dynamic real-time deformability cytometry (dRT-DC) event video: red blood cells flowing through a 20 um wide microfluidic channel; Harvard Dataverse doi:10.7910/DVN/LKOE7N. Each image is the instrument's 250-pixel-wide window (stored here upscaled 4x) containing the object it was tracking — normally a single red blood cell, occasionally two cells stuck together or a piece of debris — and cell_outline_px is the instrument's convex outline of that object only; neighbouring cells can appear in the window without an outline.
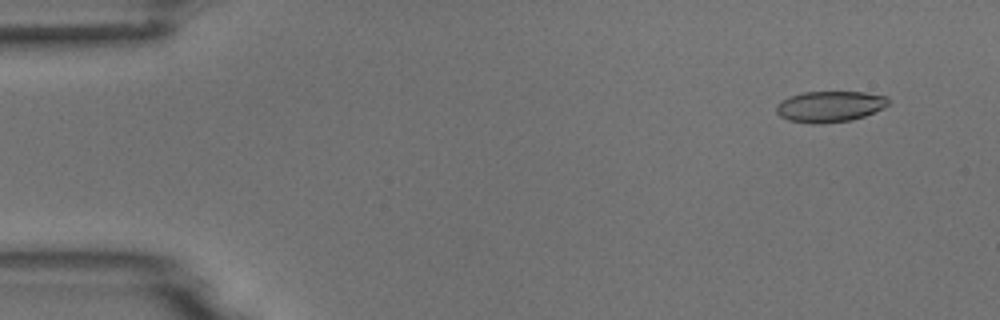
{"species": "common noctule bat (a hibernating species)", "species_latin": "Nyctalus noctula", "temperature_condition": "room temperature", "stored_images_in_passage": 4, "camera_frame_rate_fps": 3000, "um_per_image_px": 0.085, "animal": {"sex": "male", "body_mass_g": 18.8}, "frame": {"image": 1, "passage_image": 1, "time_ms": 0.0, "image_size_px": [1000, 320], "cell_outline_px": [[888, 104], [884, 108], [864, 116], [852, 120], [820, 124], [812, 124], [788, 120], [780, 116], [776, 112], [776, 108], [780, 100], [788, 96], [804, 92], [864, 92], [888, 96]], "centroid_in_image_um": [70.52, 9.05], "position_along_channel_um": 14.5, "area_um2": 20.4}}
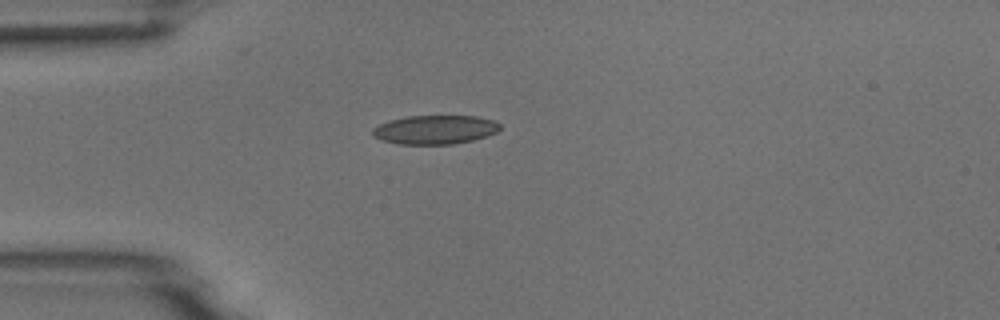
{"frame": {"image": 2, "passage_image": 4, "time_ms": 3.333, "image_size_px": [1000, 320], "cell_outline_px": [[500, 128], [496, 132], [488, 136], [472, 140], [452, 144], [400, 144], [380, 140], [372, 136], [372, 128], [388, 120], [408, 116], [476, 116], [496, 120], [500, 124]], "centroid_in_image_um": [36.97, 11.02], "position_along_channel_um": 48.0, "area_um2": 21.62}}